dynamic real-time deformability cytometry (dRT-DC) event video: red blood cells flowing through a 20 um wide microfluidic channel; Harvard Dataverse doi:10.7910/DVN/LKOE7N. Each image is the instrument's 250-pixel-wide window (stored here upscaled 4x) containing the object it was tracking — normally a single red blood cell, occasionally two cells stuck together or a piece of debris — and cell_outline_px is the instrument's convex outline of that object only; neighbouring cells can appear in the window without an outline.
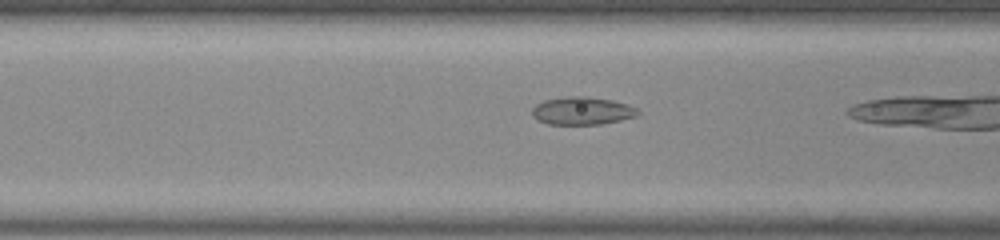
{"species": "common noctule bat (a hibernating species)", "species_latin": "Nyctalus noctula", "temperature_condition": "room temperature", "stored_images_in_passage": 15, "camera_frame_rate_fps": 3000, "um_per_image_px": 0.085, "animal": {"sex": "male", "body_mass_g": 20.0, "forearm_length_mm": 53.3}, "frame": {"image": 1, "passage_image": 13, "time_ms": 4.0, "image_size_px": [1000, 240], "cell_outline_px": [[640, 112], [636, 116], [620, 120], [600, 124], [548, 124], [532, 116], [532, 108], [536, 104], [544, 100], [572, 96], [588, 96], [612, 100], [636, 108]], "centroid_in_image_um": [49.47, 9.42], "position_along_channel_um": 117.1, "area_um2": 16.94}}